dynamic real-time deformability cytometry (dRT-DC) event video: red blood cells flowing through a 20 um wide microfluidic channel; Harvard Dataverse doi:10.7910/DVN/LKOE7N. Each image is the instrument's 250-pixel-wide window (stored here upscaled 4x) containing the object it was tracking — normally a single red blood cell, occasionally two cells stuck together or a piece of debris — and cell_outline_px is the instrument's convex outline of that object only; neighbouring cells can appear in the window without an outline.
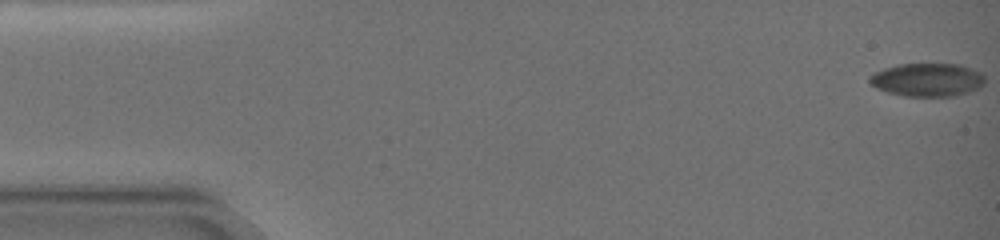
{"species": "common noctule bat (a hibernating species)", "species_latin": "Nyctalus noctula", "temperature_condition": "warm", "stored_images_in_passage": 15, "camera_frame_rate_fps": 3000, "um_per_image_px": 0.085, "animal": {"sex": "female", "body_mass_g": 19.0, "forearm_length_mm": 51.5}, "frame": {"image": 1, "passage_image": 1, "time_ms": 0.0, "image_size_px": [1000, 240], "cell_outline_px": [[984, 84], [980, 88], [968, 92], [952, 96], [904, 96], [888, 92], [876, 88], [868, 80], [868, 76], [884, 68], [896, 64], [960, 64], [972, 68], [980, 72], [984, 76]], "centroid_in_image_um": [78.83, 6.77], "position_along_channel_um": 6.2, "area_um2": 22.43}}
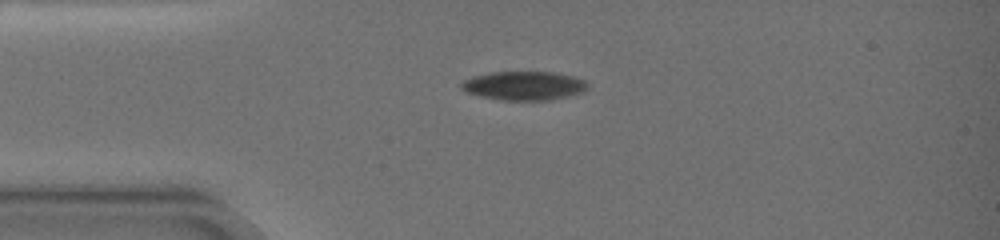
{"frame": {"image": 2, "passage_image": 7, "time_ms": 4.667, "image_size_px": [1000, 240], "cell_outline_px": [[588, 88], [584, 92], [552, 100], [500, 100], [480, 96], [464, 92], [460, 88], [460, 84], [464, 80], [472, 76], [488, 72], [556, 72], [576, 76], [584, 80], [588, 84]], "centroid_in_image_um": [44.54, 7.28], "position_along_channel_um": 40.5, "area_um2": 21.62}}
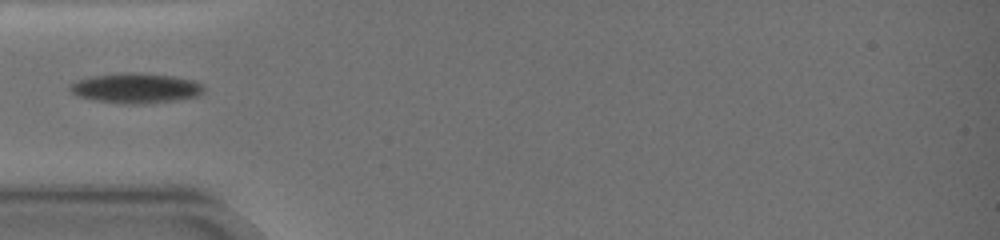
{"frame": {"image": 3, "passage_image": 9, "time_ms": 6.333, "image_size_px": [1000, 240], "cell_outline_px": [[204, 92], [196, 96], [172, 100], [144, 104], [128, 104], [92, 100], [76, 96], [68, 88], [68, 84], [76, 80], [92, 76], [124, 72], [140, 72], [172, 76], [192, 80], [204, 84]], "centroid_in_image_um": [11.49, 7.48], "position_along_channel_um": 73.5, "area_um2": 23.58}}